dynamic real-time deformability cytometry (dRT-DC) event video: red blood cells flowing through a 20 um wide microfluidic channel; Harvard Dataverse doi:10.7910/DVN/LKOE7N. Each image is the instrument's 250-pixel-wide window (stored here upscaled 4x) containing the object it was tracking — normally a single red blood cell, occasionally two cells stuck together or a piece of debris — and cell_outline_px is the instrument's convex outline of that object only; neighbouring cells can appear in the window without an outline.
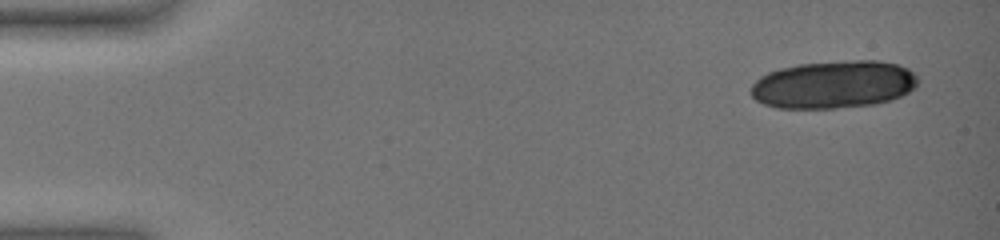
{"species": "common noctule bat (a hibernating species)", "species_latin": "Nyctalus noctula", "temperature_condition": "warm", "stored_images_in_passage": 4, "camera_frame_rate_fps": 3000, "um_per_image_px": 0.085, "animal": {"sex": "female", "body_mass_g": 19.0, "forearm_length_mm": 51.5}, "frame": {"image": 1, "passage_image": 4, "time_ms": 1.0, "image_size_px": [1000, 240], "cell_outline_px": [[852, 100], [820, 112], [788, 112], [772, 108], [756, 100], [752, 96], [752, 84], [760, 76], [768, 72], [792, 64], [824, 64], [844, 84]], "centroid_in_image_um": [68.05, 7.55], "position_along_channel_um": 16.9, "area_um2": 26.47}}